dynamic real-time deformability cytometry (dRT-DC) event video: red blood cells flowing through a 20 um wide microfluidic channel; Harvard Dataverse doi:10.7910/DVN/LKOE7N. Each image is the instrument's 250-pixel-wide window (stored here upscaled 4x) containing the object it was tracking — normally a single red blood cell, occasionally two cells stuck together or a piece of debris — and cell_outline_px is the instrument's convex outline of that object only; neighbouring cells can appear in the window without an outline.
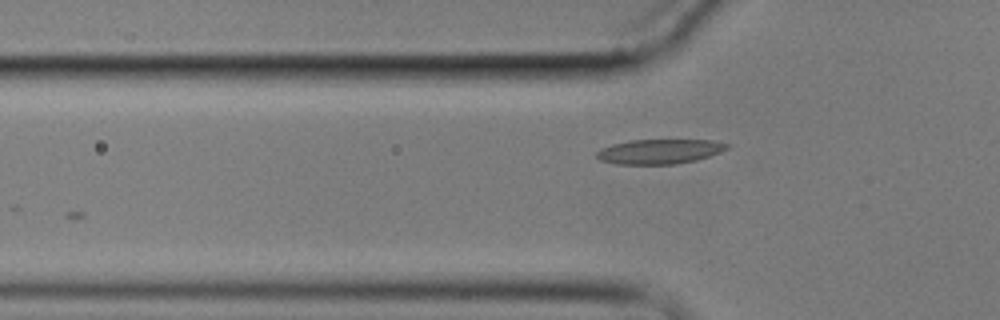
{"species": "common noctule bat (a hibernating species)", "species_latin": "Nyctalus noctula", "temperature_condition": "cold", "stored_images_in_passage": 5, "camera_frame_rate_fps": 3000, "um_per_image_px": 0.085, "animal": {"sex": "male", "body_mass_g": 17.9}, "frame": {"image": 1, "passage_image": 5, "time_ms": 4.667, "image_size_px": [1000, 320], "cell_outline_px": [[728, 148], [720, 152], [696, 160], [676, 164], [616, 164], [600, 160], [596, 156], [596, 152], [600, 148], [612, 144], [632, 140], [712, 140], [728, 144]], "centroid_in_image_um": [56.02, 12.88], "position_along_channel_um": 69.8, "area_um2": 18.67}}